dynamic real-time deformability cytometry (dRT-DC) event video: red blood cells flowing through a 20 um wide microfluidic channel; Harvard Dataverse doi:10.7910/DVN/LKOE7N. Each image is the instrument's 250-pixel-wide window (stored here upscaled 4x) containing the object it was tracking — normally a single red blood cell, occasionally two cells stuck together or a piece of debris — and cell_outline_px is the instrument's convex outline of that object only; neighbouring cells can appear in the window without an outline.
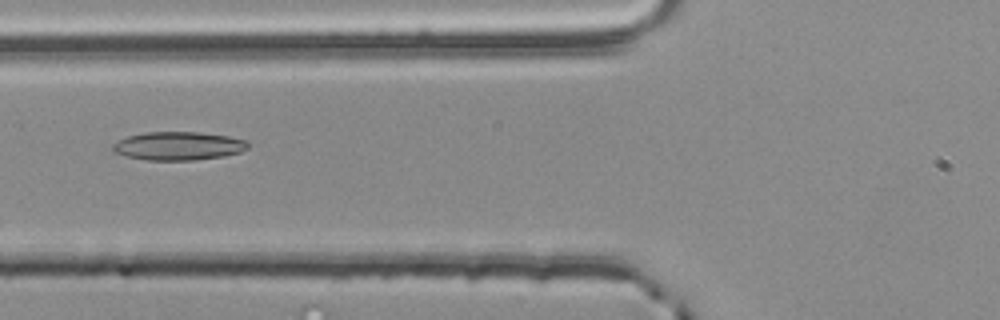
{"species": "common noctule bat (a hibernating species)", "species_latin": "Nyctalus noctula", "temperature_condition": "room temperature", "stored_images_in_passage": 4, "camera_frame_rate_fps": 3000, "um_per_image_px": 0.085, "animal": {"sex": "male", "body_mass_g": 20.4}, "frame": {"image": 1, "passage_image": 4, "time_ms": 1.0, "image_size_px": [1000, 320], "cell_outline_px": [[248, 148], [240, 152], [224, 156], [192, 160], [148, 160], [124, 156], [116, 152], [112, 148], [112, 144], [116, 140], [128, 136], [144, 132], [200, 132], [228, 136], [244, 140], [248, 144]], "centroid_in_image_um": [15.12, 12.4], "position_along_channel_um": 110.7, "area_um2": 22.37}}